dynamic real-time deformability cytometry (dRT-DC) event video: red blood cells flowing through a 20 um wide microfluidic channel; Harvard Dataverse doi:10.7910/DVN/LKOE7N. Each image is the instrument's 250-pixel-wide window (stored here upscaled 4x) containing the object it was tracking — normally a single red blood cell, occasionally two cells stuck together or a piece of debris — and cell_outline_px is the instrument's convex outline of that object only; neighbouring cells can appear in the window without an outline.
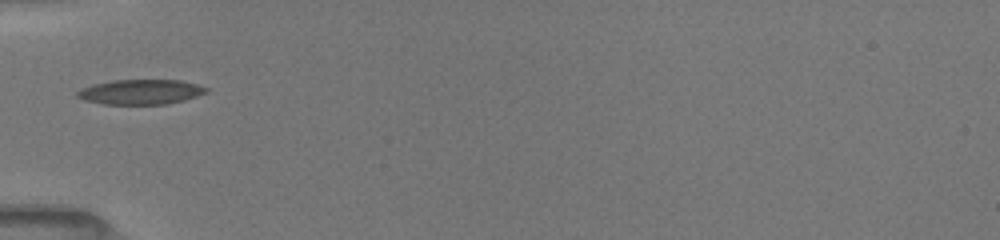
{"species": "common noctule bat (a hibernating species)", "species_latin": "Nyctalus noctula", "temperature_condition": "room temperature", "stored_images_in_passage": 15, "camera_frame_rate_fps": 3000, "um_per_image_px": 0.085, "animal": {"sex": "female", "body_mass_g": 19.5, "forearm_length_mm": 54.1}, "frame": {"image": 1, "passage_image": 1, "time_ms": 0.0, "image_size_px": [1000, 240], "cell_outline_px": [[208, 92], [184, 100], [168, 104], [104, 104], [84, 100], [76, 96], [76, 92], [80, 88], [92, 84], [112, 80], [180, 80], [196, 84], [208, 88]], "centroid_in_image_um": [11.93, 7.81], "position_along_channel_um": 73.1, "area_um2": 18.79}}
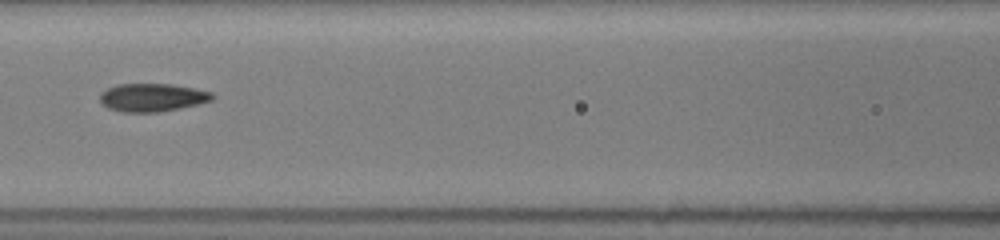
{"frame": {"image": 2, "passage_image": 10, "time_ms": 2.0, "image_size_px": [1000, 240], "cell_outline_px": [[216, 96], [212, 100], [180, 108], [160, 112], [120, 112], [108, 108], [100, 104], [100, 92], [116, 84], [172, 84], [196, 88], [212, 92]], "centroid_in_image_um": [12.93, 8.28], "position_along_channel_um": 153.7, "area_um2": 18.61}}
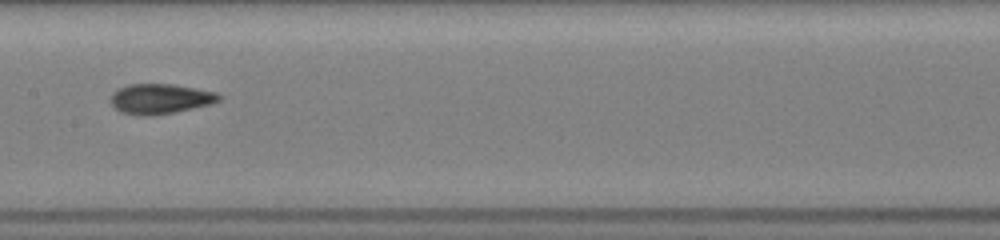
{"frame": {"image": 3, "passage_image": 15, "time_ms": 3.0, "image_size_px": [1000, 240], "cell_outline_px": [[224, 96], [220, 100], [212, 104], [176, 112], [152, 116], [144, 116], [120, 112], [108, 100], [112, 92], [128, 84], [172, 84], [216, 92]], "centroid_in_image_um": [13.62, 8.4], "position_along_channel_um": 193.8, "area_um2": 19.19}}